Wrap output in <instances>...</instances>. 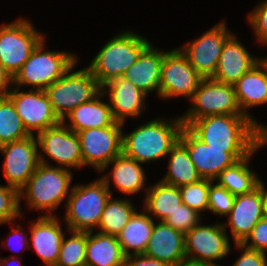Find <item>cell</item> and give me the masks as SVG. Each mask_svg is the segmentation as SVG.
I'll list each match as a JSON object with an SVG mask.
<instances>
[{
    "instance_id": "8",
    "label": "cell",
    "mask_w": 267,
    "mask_h": 266,
    "mask_svg": "<svg viewBox=\"0 0 267 266\" xmlns=\"http://www.w3.org/2000/svg\"><path fill=\"white\" fill-rule=\"evenodd\" d=\"M191 107L181 116L184 126L214 115H244L239 108L234 85L203 78L192 97Z\"/></svg>"
},
{
    "instance_id": "41",
    "label": "cell",
    "mask_w": 267,
    "mask_h": 266,
    "mask_svg": "<svg viewBox=\"0 0 267 266\" xmlns=\"http://www.w3.org/2000/svg\"><path fill=\"white\" fill-rule=\"evenodd\" d=\"M240 250V256L232 266H267V256L263 252L251 250L242 244H235Z\"/></svg>"
},
{
    "instance_id": "31",
    "label": "cell",
    "mask_w": 267,
    "mask_h": 266,
    "mask_svg": "<svg viewBox=\"0 0 267 266\" xmlns=\"http://www.w3.org/2000/svg\"><path fill=\"white\" fill-rule=\"evenodd\" d=\"M167 156L169 166L162 182L179 188L202 179L190 159L187 148L180 141L172 147Z\"/></svg>"
},
{
    "instance_id": "20",
    "label": "cell",
    "mask_w": 267,
    "mask_h": 266,
    "mask_svg": "<svg viewBox=\"0 0 267 266\" xmlns=\"http://www.w3.org/2000/svg\"><path fill=\"white\" fill-rule=\"evenodd\" d=\"M261 58L252 56L234 33L226 40L212 79L234 85Z\"/></svg>"
},
{
    "instance_id": "42",
    "label": "cell",
    "mask_w": 267,
    "mask_h": 266,
    "mask_svg": "<svg viewBox=\"0 0 267 266\" xmlns=\"http://www.w3.org/2000/svg\"><path fill=\"white\" fill-rule=\"evenodd\" d=\"M21 229L22 228L19 225L15 228L13 227L12 233H10V236L7 239L8 241H6V243H4L5 240H3V241L1 240L2 245L5 247L7 244L6 247L8 249L10 248L12 251H15V253L19 252L20 250L24 251V249L27 250V249L31 248V246L29 245L30 240L28 239V236L26 235L25 231H23V229L22 230ZM15 241H17V242H15ZM14 242L16 243V245H14L15 244ZM17 245H18V247L16 248Z\"/></svg>"
},
{
    "instance_id": "24",
    "label": "cell",
    "mask_w": 267,
    "mask_h": 266,
    "mask_svg": "<svg viewBox=\"0 0 267 266\" xmlns=\"http://www.w3.org/2000/svg\"><path fill=\"white\" fill-rule=\"evenodd\" d=\"M152 46L150 43L142 51L138 60L125 71L122 77L130 80L146 95L155 91L160 97L161 69L165 51Z\"/></svg>"
},
{
    "instance_id": "26",
    "label": "cell",
    "mask_w": 267,
    "mask_h": 266,
    "mask_svg": "<svg viewBox=\"0 0 267 266\" xmlns=\"http://www.w3.org/2000/svg\"><path fill=\"white\" fill-rule=\"evenodd\" d=\"M103 96L104 94L101 91L90 101L74 108L66 115L62 122L75 133L90 128H102L113 125L116 120L113 117L109 103L101 100Z\"/></svg>"
},
{
    "instance_id": "36",
    "label": "cell",
    "mask_w": 267,
    "mask_h": 266,
    "mask_svg": "<svg viewBox=\"0 0 267 266\" xmlns=\"http://www.w3.org/2000/svg\"><path fill=\"white\" fill-rule=\"evenodd\" d=\"M21 218L19 191L8 185H0V225L11 223Z\"/></svg>"
},
{
    "instance_id": "15",
    "label": "cell",
    "mask_w": 267,
    "mask_h": 266,
    "mask_svg": "<svg viewBox=\"0 0 267 266\" xmlns=\"http://www.w3.org/2000/svg\"><path fill=\"white\" fill-rule=\"evenodd\" d=\"M226 226L224 222L195 225L184 236L186 257L220 266L215 261L224 259L231 251Z\"/></svg>"
},
{
    "instance_id": "48",
    "label": "cell",
    "mask_w": 267,
    "mask_h": 266,
    "mask_svg": "<svg viewBox=\"0 0 267 266\" xmlns=\"http://www.w3.org/2000/svg\"><path fill=\"white\" fill-rule=\"evenodd\" d=\"M263 217L267 219V189L262 182Z\"/></svg>"
},
{
    "instance_id": "5",
    "label": "cell",
    "mask_w": 267,
    "mask_h": 266,
    "mask_svg": "<svg viewBox=\"0 0 267 266\" xmlns=\"http://www.w3.org/2000/svg\"><path fill=\"white\" fill-rule=\"evenodd\" d=\"M67 198L64 223L68 230L91 232L100 223L103 210L112 196L101 178L86 185H74Z\"/></svg>"
},
{
    "instance_id": "35",
    "label": "cell",
    "mask_w": 267,
    "mask_h": 266,
    "mask_svg": "<svg viewBox=\"0 0 267 266\" xmlns=\"http://www.w3.org/2000/svg\"><path fill=\"white\" fill-rule=\"evenodd\" d=\"M212 182L214 181L201 179L198 182L179 187L183 204L200 215H202L201 212L208 211V195Z\"/></svg>"
},
{
    "instance_id": "46",
    "label": "cell",
    "mask_w": 267,
    "mask_h": 266,
    "mask_svg": "<svg viewBox=\"0 0 267 266\" xmlns=\"http://www.w3.org/2000/svg\"><path fill=\"white\" fill-rule=\"evenodd\" d=\"M267 145V126L258 125V147L262 148Z\"/></svg>"
},
{
    "instance_id": "6",
    "label": "cell",
    "mask_w": 267,
    "mask_h": 266,
    "mask_svg": "<svg viewBox=\"0 0 267 266\" xmlns=\"http://www.w3.org/2000/svg\"><path fill=\"white\" fill-rule=\"evenodd\" d=\"M44 39L46 38L39 42L13 77L14 86L21 89L24 85H30L31 89L45 90L77 63V56L69 52L44 51Z\"/></svg>"
},
{
    "instance_id": "43",
    "label": "cell",
    "mask_w": 267,
    "mask_h": 266,
    "mask_svg": "<svg viewBox=\"0 0 267 266\" xmlns=\"http://www.w3.org/2000/svg\"><path fill=\"white\" fill-rule=\"evenodd\" d=\"M122 266H172L171 264L159 261L156 258L146 256L145 254L125 256Z\"/></svg>"
},
{
    "instance_id": "21",
    "label": "cell",
    "mask_w": 267,
    "mask_h": 266,
    "mask_svg": "<svg viewBox=\"0 0 267 266\" xmlns=\"http://www.w3.org/2000/svg\"><path fill=\"white\" fill-rule=\"evenodd\" d=\"M30 226L32 242L29 241V245L45 265L55 266L65 235L59 218L56 215H41L37 221H32Z\"/></svg>"
},
{
    "instance_id": "22",
    "label": "cell",
    "mask_w": 267,
    "mask_h": 266,
    "mask_svg": "<svg viewBox=\"0 0 267 266\" xmlns=\"http://www.w3.org/2000/svg\"><path fill=\"white\" fill-rule=\"evenodd\" d=\"M184 236L164 221H158L154 223L144 254L174 266L186 257Z\"/></svg>"
},
{
    "instance_id": "32",
    "label": "cell",
    "mask_w": 267,
    "mask_h": 266,
    "mask_svg": "<svg viewBox=\"0 0 267 266\" xmlns=\"http://www.w3.org/2000/svg\"><path fill=\"white\" fill-rule=\"evenodd\" d=\"M129 199H116L111 196L100 218L99 233L117 236L136 212Z\"/></svg>"
},
{
    "instance_id": "34",
    "label": "cell",
    "mask_w": 267,
    "mask_h": 266,
    "mask_svg": "<svg viewBox=\"0 0 267 266\" xmlns=\"http://www.w3.org/2000/svg\"><path fill=\"white\" fill-rule=\"evenodd\" d=\"M68 231L71 235L68 238L64 235L55 266H85L86 232Z\"/></svg>"
},
{
    "instance_id": "47",
    "label": "cell",
    "mask_w": 267,
    "mask_h": 266,
    "mask_svg": "<svg viewBox=\"0 0 267 266\" xmlns=\"http://www.w3.org/2000/svg\"><path fill=\"white\" fill-rule=\"evenodd\" d=\"M14 256L15 255L10 256V257H6V258H0V266H10L12 264L11 262H13V261H16V262H14V264L17 263L15 266H23L21 261H18Z\"/></svg>"
},
{
    "instance_id": "9",
    "label": "cell",
    "mask_w": 267,
    "mask_h": 266,
    "mask_svg": "<svg viewBox=\"0 0 267 266\" xmlns=\"http://www.w3.org/2000/svg\"><path fill=\"white\" fill-rule=\"evenodd\" d=\"M44 36L21 17L0 25V64L14 77Z\"/></svg>"
},
{
    "instance_id": "27",
    "label": "cell",
    "mask_w": 267,
    "mask_h": 266,
    "mask_svg": "<svg viewBox=\"0 0 267 266\" xmlns=\"http://www.w3.org/2000/svg\"><path fill=\"white\" fill-rule=\"evenodd\" d=\"M87 266H122L125 255L117 236L86 232Z\"/></svg>"
},
{
    "instance_id": "37",
    "label": "cell",
    "mask_w": 267,
    "mask_h": 266,
    "mask_svg": "<svg viewBox=\"0 0 267 266\" xmlns=\"http://www.w3.org/2000/svg\"><path fill=\"white\" fill-rule=\"evenodd\" d=\"M210 184L208 195V210L211 213L228 216L235 199V195L231 194L225 187L220 185Z\"/></svg>"
},
{
    "instance_id": "17",
    "label": "cell",
    "mask_w": 267,
    "mask_h": 266,
    "mask_svg": "<svg viewBox=\"0 0 267 266\" xmlns=\"http://www.w3.org/2000/svg\"><path fill=\"white\" fill-rule=\"evenodd\" d=\"M226 22L216 23L200 37L181 47L188 62L203 77L212 78L226 40L233 34L226 28Z\"/></svg>"
},
{
    "instance_id": "45",
    "label": "cell",
    "mask_w": 267,
    "mask_h": 266,
    "mask_svg": "<svg viewBox=\"0 0 267 266\" xmlns=\"http://www.w3.org/2000/svg\"><path fill=\"white\" fill-rule=\"evenodd\" d=\"M174 266H217L211 263L202 262L185 257Z\"/></svg>"
},
{
    "instance_id": "30",
    "label": "cell",
    "mask_w": 267,
    "mask_h": 266,
    "mask_svg": "<svg viewBox=\"0 0 267 266\" xmlns=\"http://www.w3.org/2000/svg\"><path fill=\"white\" fill-rule=\"evenodd\" d=\"M142 212L136 211L127 225L117 235L125 256L144 254L147 247L153 231L154 219L145 210Z\"/></svg>"
},
{
    "instance_id": "23",
    "label": "cell",
    "mask_w": 267,
    "mask_h": 266,
    "mask_svg": "<svg viewBox=\"0 0 267 266\" xmlns=\"http://www.w3.org/2000/svg\"><path fill=\"white\" fill-rule=\"evenodd\" d=\"M236 99L242 113L256 121L248 112L252 107L267 104V64L261 59L235 84Z\"/></svg>"
},
{
    "instance_id": "25",
    "label": "cell",
    "mask_w": 267,
    "mask_h": 266,
    "mask_svg": "<svg viewBox=\"0 0 267 266\" xmlns=\"http://www.w3.org/2000/svg\"><path fill=\"white\" fill-rule=\"evenodd\" d=\"M110 165L112 171L100 177L109 190L111 187L110 180L113 181L116 189L125 195H132L141 191V189H145L146 175L141 163L122 153L108 163L99 173H103Z\"/></svg>"
},
{
    "instance_id": "13",
    "label": "cell",
    "mask_w": 267,
    "mask_h": 266,
    "mask_svg": "<svg viewBox=\"0 0 267 266\" xmlns=\"http://www.w3.org/2000/svg\"><path fill=\"white\" fill-rule=\"evenodd\" d=\"M123 124L115 122L111 126L90 128L77 132L84 166L101 171L115 157L122 154Z\"/></svg>"
},
{
    "instance_id": "33",
    "label": "cell",
    "mask_w": 267,
    "mask_h": 266,
    "mask_svg": "<svg viewBox=\"0 0 267 266\" xmlns=\"http://www.w3.org/2000/svg\"><path fill=\"white\" fill-rule=\"evenodd\" d=\"M30 136L12 101L0 99V146Z\"/></svg>"
},
{
    "instance_id": "2",
    "label": "cell",
    "mask_w": 267,
    "mask_h": 266,
    "mask_svg": "<svg viewBox=\"0 0 267 266\" xmlns=\"http://www.w3.org/2000/svg\"><path fill=\"white\" fill-rule=\"evenodd\" d=\"M187 128L216 149H255L258 125L246 115H214L191 122Z\"/></svg>"
},
{
    "instance_id": "40",
    "label": "cell",
    "mask_w": 267,
    "mask_h": 266,
    "mask_svg": "<svg viewBox=\"0 0 267 266\" xmlns=\"http://www.w3.org/2000/svg\"><path fill=\"white\" fill-rule=\"evenodd\" d=\"M250 242V243H249ZM244 247L266 253L267 251V219H260L247 238L241 243Z\"/></svg>"
},
{
    "instance_id": "29",
    "label": "cell",
    "mask_w": 267,
    "mask_h": 266,
    "mask_svg": "<svg viewBox=\"0 0 267 266\" xmlns=\"http://www.w3.org/2000/svg\"><path fill=\"white\" fill-rule=\"evenodd\" d=\"M143 209L153 219L164 221L171 213H174L183 203L180 190L174 185L162 182L146 186Z\"/></svg>"
},
{
    "instance_id": "7",
    "label": "cell",
    "mask_w": 267,
    "mask_h": 266,
    "mask_svg": "<svg viewBox=\"0 0 267 266\" xmlns=\"http://www.w3.org/2000/svg\"><path fill=\"white\" fill-rule=\"evenodd\" d=\"M75 65L76 63L45 89L53 111L61 121L74 108L90 101L102 91V87L87 67L73 72Z\"/></svg>"
},
{
    "instance_id": "19",
    "label": "cell",
    "mask_w": 267,
    "mask_h": 266,
    "mask_svg": "<svg viewBox=\"0 0 267 266\" xmlns=\"http://www.w3.org/2000/svg\"><path fill=\"white\" fill-rule=\"evenodd\" d=\"M263 218L262 183L252 192L236 195L228 215L234 244H241Z\"/></svg>"
},
{
    "instance_id": "16",
    "label": "cell",
    "mask_w": 267,
    "mask_h": 266,
    "mask_svg": "<svg viewBox=\"0 0 267 266\" xmlns=\"http://www.w3.org/2000/svg\"><path fill=\"white\" fill-rule=\"evenodd\" d=\"M20 90L16 86L12 87L7 97L14 104L17 114L30 135L34 136V133L38 135L61 122L54 113L45 90L30 89L29 92Z\"/></svg>"
},
{
    "instance_id": "10",
    "label": "cell",
    "mask_w": 267,
    "mask_h": 266,
    "mask_svg": "<svg viewBox=\"0 0 267 266\" xmlns=\"http://www.w3.org/2000/svg\"><path fill=\"white\" fill-rule=\"evenodd\" d=\"M179 141L187 148L190 159L202 179L214 181L227 167L248 156L254 149H216L198 139L186 126Z\"/></svg>"
},
{
    "instance_id": "1",
    "label": "cell",
    "mask_w": 267,
    "mask_h": 266,
    "mask_svg": "<svg viewBox=\"0 0 267 266\" xmlns=\"http://www.w3.org/2000/svg\"><path fill=\"white\" fill-rule=\"evenodd\" d=\"M183 127L181 116L147 121L127 135L123 132L122 153L141 164L157 162L179 141Z\"/></svg>"
},
{
    "instance_id": "14",
    "label": "cell",
    "mask_w": 267,
    "mask_h": 266,
    "mask_svg": "<svg viewBox=\"0 0 267 266\" xmlns=\"http://www.w3.org/2000/svg\"><path fill=\"white\" fill-rule=\"evenodd\" d=\"M4 156L3 170L8 186L20 191L40 164L37 137L24 139L0 146Z\"/></svg>"
},
{
    "instance_id": "18",
    "label": "cell",
    "mask_w": 267,
    "mask_h": 266,
    "mask_svg": "<svg viewBox=\"0 0 267 266\" xmlns=\"http://www.w3.org/2000/svg\"><path fill=\"white\" fill-rule=\"evenodd\" d=\"M104 96L116 122L125 124V119L139 118L146 108V94L124 77L116 78L102 86Z\"/></svg>"
},
{
    "instance_id": "12",
    "label": "cell",
    "mask_w": 267,
    "mask_h": 266,
    "mask_svg": "<svg viewBox=\"0 0 267 266\" xmlns=\"http://www.w3.org/2000/svg\"><path fill=\"white\" fill-rule=\"evenodd\" d=\"M202 79L180 48L171 49L163 55L160 98L179 96L191 100Z\"/></svg>"
},
{
    "instance_id": "49",
    "label": "cell",
    "mask_w": 267,
    "mask_h": 266,
    "mask_svg": "<svg viewBox=\"0 0 267 266\" xmlns=\"http://www.w3.org/2000/svg\"><path fill=\"white\" fill-rule=\"evenodd\" d=\"M262 60L267 64V56L262 58Z\"/></svg>"
},
{
    "instance_id": "28",
    "label": "cell",
    "mask_w": 267,
    "mask_h": 266,
    "mask_svg": "<svg viewBox=\"0 0 267 266\" xmlns=\"http://www.w3.org/2000/svg\"><path fill=\"white\" fill-rule=\"evenodd\" d=\"M259 149L257 146L248 156L225 168L214 181L235 196L255 190L263 181L249 169V160Z\"/></svg>"
},
{
    "instance_id": "44",
    "label": "cell",
    "mask_w": 267,
    "mask_h": 266,
    "mask_svg": "<svg viewBox=\"0 0 267 266\" xmlns=\"http://www.w3.org/2000/svg\"><path fill=\"white\" fill-rule=\"evenodd\" d=\"M13 76L0 64V97L6 98L12 90ZM11 86V87H10Z\"/></svg>"
},
{
    "instance_id": "11",
    "label": "cell",
    "mask_w": 267,
    "mask_h": 266,
    "mask_svg": "<svg viewBox=\"0 0 267 266\" xmlns=\"http://www.w3.org/2000/svg\"><path fill=\"white\" fill-rule=\"evenodd\" d=\"M35 136L38 141L39 153H44L43 155L39 154L40 163L51 166L48 159H45L48 156L50 160L57 162L58 167L59 165L67 169L83 167L79 136L62 121Z\"/></svg>"
},
{
    "instance_id": "39",
    "label": "cell",
    "mask_w": 267,
    "mask_h": 266,
    "mask_svg": "<svg viewBox=\"0 0 267 266\" xmlns=\"http://www.w3.org/2000/svg\"><path fill=\"white\" fill-rule=\"evenodd\" d=\"M261 2L248 14V20L256 40L267 45V0Z\"/></svg>"
},
{
    "instance_id": "3",
    "label": "cell",
    "mask_w": 267,
    "mask_h": 266,
    "mask_svg": "<svg viewBox=\"0 0 267 266\" xmlns=\"http://www.w3.org/2000/svg\"><path fill=\"white\" fill-rule=\"evenodd\" d=\"M72 178L70 169L40 163L19 191L20 204L23 198L28 208L46 211L48 213L42 215L53 216V211L69 197Z\"/></svg>"
},
{
    "instance_id": "38",
    "label": "cell",
    "mask_w": 267,
    "mask_h": 266,
    "mask_svg": "<svg viewBox=\"0 0 267 266\" xmlns=\"http://www.w3.org/2000/svg\"><path fill=\"white\" fill-rule=\"evenodd\" d=\"M200 216L195 210L182 203L164 222L185 234L202 220Z\"/></svg>"
},
{
    "instance_id": "4",
    "label": "cell",
    "mask_w": 267,
    "mask_h": 266,
    "mask_svg": "<svg viewBox=\"0 0 267 266\" xmlns=\"http://www.w3.org/2000/svg\"><path fill=\"white\" fill-rule=\"evenodd\" d=\"M149 44L150 42L138 33L122 31L101 48L87 68L102 87L122 77Z\"/></svg>"
}]
</instances>
